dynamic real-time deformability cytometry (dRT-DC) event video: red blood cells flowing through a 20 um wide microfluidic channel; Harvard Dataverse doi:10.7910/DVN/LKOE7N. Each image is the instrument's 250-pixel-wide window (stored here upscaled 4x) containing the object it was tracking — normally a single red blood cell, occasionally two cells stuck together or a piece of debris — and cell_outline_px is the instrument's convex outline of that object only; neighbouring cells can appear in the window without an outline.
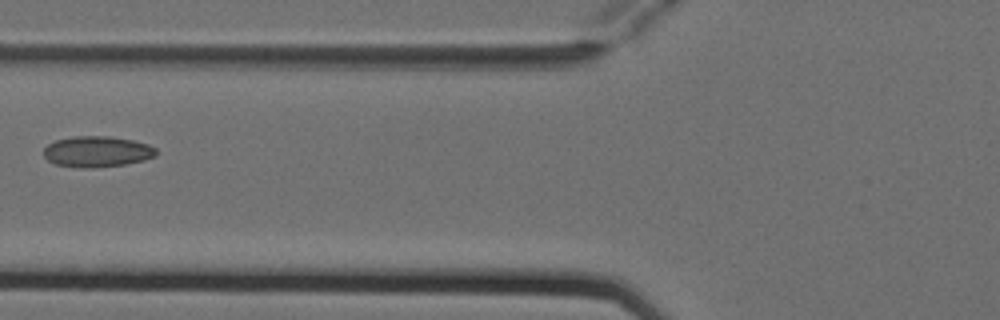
{"species": "Egyptian fruit bat (a non-hibernating species)", "species_latin": "Rousettus aegyptiacus", "temperature_condition": "cold", "stored_images_in_passage": 3, "camera_frame_rate_fps": 3000, "um_per_image_px": 0.085, "animal": {"sex": "female"}, "frame": {"image": 1, "passage_image": 3, "time_ms": 0.667, "image_size_px": [1000, 320], "cell_outline_px": [[156, 156], [144, 160], [124, 164], [92, 168], [80, 168], [56, 164], [48, 160], [44, 156], [44, 148], [48, 144], [56, 140], [76, 136], [108, 136], [132, 140], [148, 144], [156, 148]], "centroid_in_image_um": [8.25, 12.89], "position_along_channel_um": 117.5, "area_um2": 20.17}}